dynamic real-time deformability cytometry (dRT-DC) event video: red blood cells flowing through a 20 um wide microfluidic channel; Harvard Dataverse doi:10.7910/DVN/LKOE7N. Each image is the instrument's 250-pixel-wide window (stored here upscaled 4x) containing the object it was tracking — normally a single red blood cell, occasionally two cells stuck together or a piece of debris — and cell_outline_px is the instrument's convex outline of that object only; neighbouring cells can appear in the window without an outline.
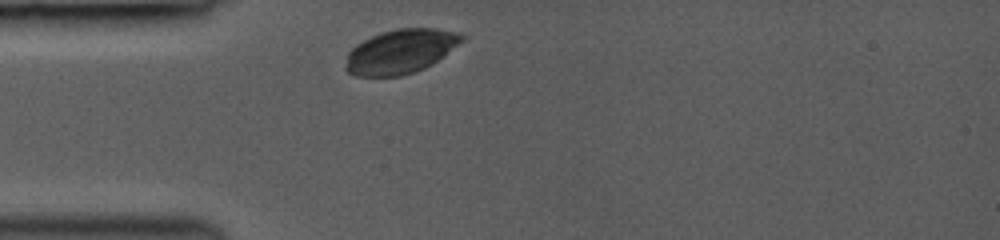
{"species": "common noctule bat (a hibernating species)", "species_latin": "Nyctalus noctula", "temperature_condition": "room temperature", "stored_images_in_passage": 3, "camera_frame_rate_fps": 3000, "um_per_image_px": 0.085, "animal": {"sex": "female", "body_mass_g": 19.0, "forearm_length_mm": 53.3}, "frame": {"image": 1, "passage_image": 1, "time_ms": 0.0, "image_size_px": [1000, 240], "cell_outline_px": [[464, 40], [432, 64], [416, 72], [400, 76], [356, 76], [348, 72], [344, 68], [348, 52], [356, 44], [372, 36], [396, 28], [436, 28], [460, 32], [464, 36]], "centroid_in_image_um": [34.05, 4.37], "position_along_channel_um": 51.0, "area_um2": 29.94}}
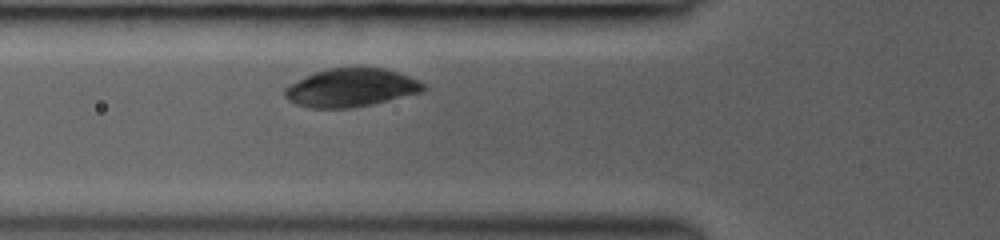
{"frame": {"image": 2, "passage_image": 3, "time_ms": 1.333, "image_size_px": [1000, 240], "cell_outline_px": [[428, 88], [424, 92], [372, 104], [352, 108], [308, 108], [296, 104], [288, 100], [284, 96], [284, 88], [288, 84], [324, 68], [384, 68], [408, 76], [424, 84]], "centroid_in_image_um": [29.81, 7.46], "position_along_channel_um": 96.0, "area_um2": 31.04}}